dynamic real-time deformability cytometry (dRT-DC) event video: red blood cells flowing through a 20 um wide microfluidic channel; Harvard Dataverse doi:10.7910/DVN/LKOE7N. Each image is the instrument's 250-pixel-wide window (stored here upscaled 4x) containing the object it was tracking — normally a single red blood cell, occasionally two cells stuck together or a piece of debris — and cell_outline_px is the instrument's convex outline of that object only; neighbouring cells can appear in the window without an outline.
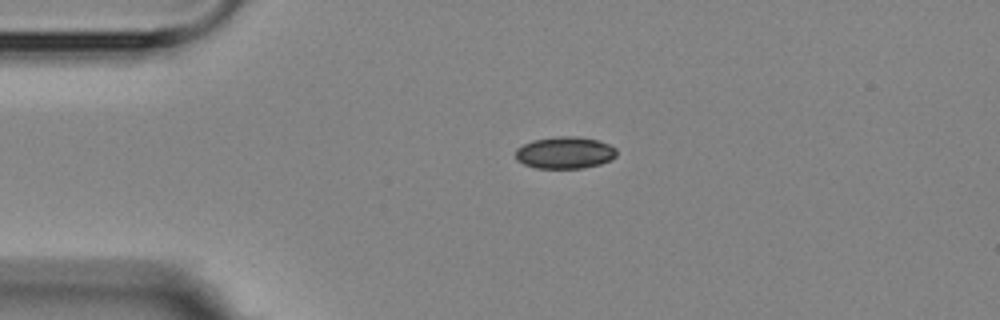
{"species": "Egyptian fruit bat (a non-hibernating species)", "species_latin": "Rousettus aegyptiacus", "temperature_condition": "room temperature", "stored_images_in_passage": 2, "camera_frame_rate_fps": 3000, "um_per_image_px": 0.085, "animal": {"sex": "female"}, "frame": {"image": 1, "passage_image": 1, "time_ms": 0.0, "image_size_px": [1000, 320], "cell_outline_px": [[616, 156], [612, 160], [600, 164], [580, 168], [536, 168], [524, 164], [516, 160], [516, 148], [532, 140], [556, 136], [572, 136], [600, 140], [616, 148]], "centroid_in_image_um": [48.01, 12.97], "position_along_channel_um": 37.0, "area_um2": 18.9}}